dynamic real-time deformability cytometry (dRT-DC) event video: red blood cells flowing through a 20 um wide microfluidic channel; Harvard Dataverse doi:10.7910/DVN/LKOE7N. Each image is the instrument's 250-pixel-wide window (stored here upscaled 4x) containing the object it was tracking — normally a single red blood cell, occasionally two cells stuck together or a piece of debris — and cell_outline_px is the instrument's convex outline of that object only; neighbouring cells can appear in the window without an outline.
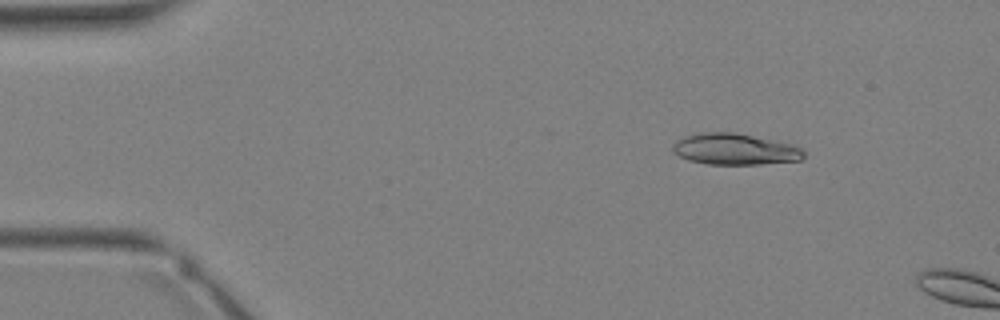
{"species": "Egyptian fruit bat (a non-hibernating species)", "species_latin": "Rousettus aegyptiacus", "temperature_condition": "warm", "stored_images_in_passage": 5, "camera_frame_rate_fps": 3000, "um_per_image_px": 0.085, "animal": {"sex": "female"}, "frame": {"image": 1, "passage_image": 3, "time_ms": 0.667, "image_size_px": [1000, 320], "cell_outline_px": [[804, 156], [800, 160], [760, 164], [708, 164], [688, 160], [672, 152], [672, 144], [676, 140], [684, 136], [696, 132], [736, 132], [792, 144], [800, 148], [804, 152]], "centroid_in_image_um": [62.41, 12.67], "position_along_channel_um": 22.6, "area_um2": 23.99}}